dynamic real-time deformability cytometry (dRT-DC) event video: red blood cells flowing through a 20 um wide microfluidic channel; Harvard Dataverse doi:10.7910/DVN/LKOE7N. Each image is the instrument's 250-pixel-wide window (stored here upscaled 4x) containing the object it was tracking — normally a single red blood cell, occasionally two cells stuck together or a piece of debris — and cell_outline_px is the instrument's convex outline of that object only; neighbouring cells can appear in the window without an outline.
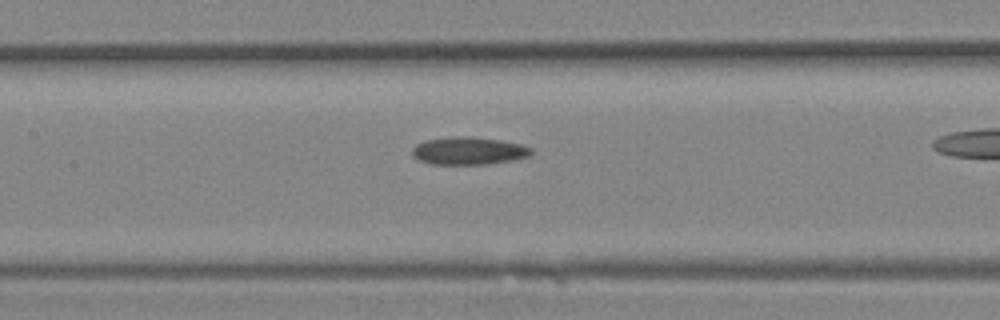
{"species": "Egyptian fruit bat (a non-hibernating species)", "species_latin": "Rousettus aegyptiacus", "temperature_condition": "room temperature", "stored_images_in_passage": 8, "camera_frame_rate_fps": 3000, "um_per_image_px": 0.085, "animal": {"sex": "female"}, "frame": {"image": 1, "passage_image": 5, "time_ms": 1.333, "image_size_px": [1000, 320], "cell_outline_px": [[532, 152], [528, 156], [512, 160], [488, 164], [432, 164], [420, 160], [412, 156], [412, 148], [416, 144], [424, 140], [452, 136], [472, 136], [500, 140], [520, 144], [532, 148]], "centroid_in_image_um": [39.8, 12.81], "position_along_channel_um": 167.6, "area_um2": 19.25}}